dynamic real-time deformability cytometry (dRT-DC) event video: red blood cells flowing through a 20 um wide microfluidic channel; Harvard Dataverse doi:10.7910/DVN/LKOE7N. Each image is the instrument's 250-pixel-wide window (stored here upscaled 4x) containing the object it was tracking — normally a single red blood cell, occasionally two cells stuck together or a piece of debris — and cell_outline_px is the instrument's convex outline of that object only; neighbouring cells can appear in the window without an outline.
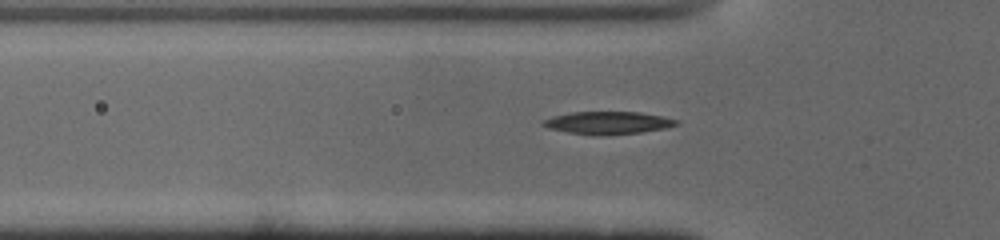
{"species": "common noctule bat (a hibernating species)", "species_latin": "Nyctalus noctula", "temperature_condition": "cold", "stored_images_in_passage": 34, "camera_frame_rate_fps": 3000, "um_per_image_px": 0.085, "animal": {"sex": "male", "body_mass_g": 19.0, "forearm_length_mm": 50.8}, "frame": {"image": 1, "passage_image": 3, "time_ms": 0.667, "image_size_px": [1000, 240], "cell_outline_px": [[680, 124], [664, 128], [640, 132], [600, 136], [592, 136], [568, 132], [548, 128], [540, 124], [540, 120], [552, 116], [572, 112], [640, 112], [680, 120]], "centroid_in_image_um": [51.62, 10.44], "position_along_channel_um": 74.2, "area_um2": 17.74}}
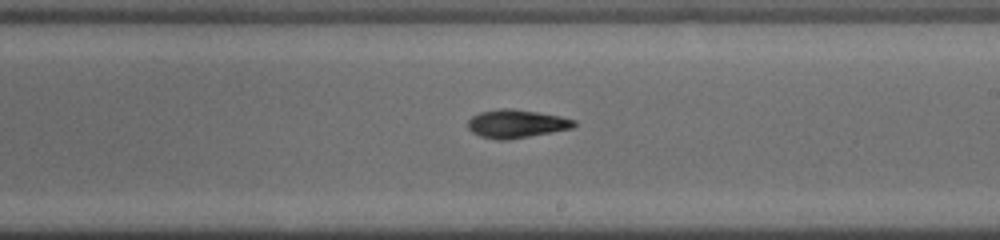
{"frame": {"image": 2, "passage_image": 16, "time_ms": 5.0, "image_size_px": [1000, 240], "cell_outline_px": [[576, 124], [572, 128], [552, 132], [504, 140], [496, 140], [480, 136], [472, 132], [468, 128], [468, 120], [472, 116], [480, 112], [500, 108], [512, 108], [560, 116], [576, 120]], "centroid_in_image_um": [43.87, 10.51], "position_along_channel_um": 245.1, "area_um2": 17.4}}
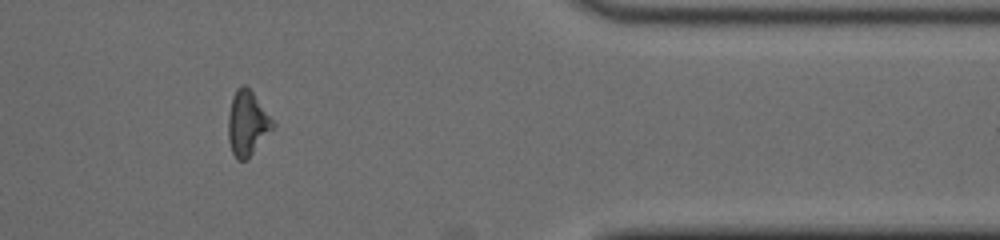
{"frame": {"image": 3, "passage_image": 29, "time_ms": 9.333, "image_size_px": [1000, 240], "cell_outline_px": [[276, 124], [248, 160], [236, 160], [232, 152], [228, 140], [228, 116], [232, 96], [236, 88], [240, 84], [244, 84], [252, 92]], "centroid_in_image_um": [21.0, 10.49], "position_along_channel_um": 390.4, "area_um2": 16.88}}